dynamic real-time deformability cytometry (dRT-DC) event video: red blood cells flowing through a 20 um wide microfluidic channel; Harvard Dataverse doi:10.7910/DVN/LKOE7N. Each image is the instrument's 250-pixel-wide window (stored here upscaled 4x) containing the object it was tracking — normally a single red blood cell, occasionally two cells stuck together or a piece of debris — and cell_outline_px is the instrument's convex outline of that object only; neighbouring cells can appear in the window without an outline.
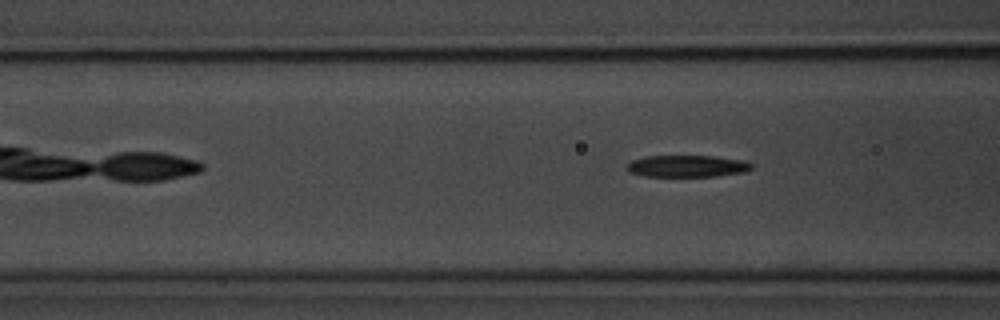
{"species": "common noctule bat (a hibernating species)", "species_latin": "Nyctalus noctula", "temperature_condition": "room temperature", "stored_images_in_passage": 5, "camera_frame_rate_fps": 3000, "um_per_image_px": 0.085, "animal": {"sex": "male", "body_mass_g": 20.1, "forearm_length_mm": 53.5}, "frame": {"image": 1, "passage_image": 5, "time_ms": 5.333, "image_size_px": [1000, 320], "cell_outline_px": [[756, 164], [752, 168], [744, 172], [716, 176], [644, 176], [628, 172], [624, 168], [632, 160], [644, 156], [712, 156], [744, 160]], "centroid_in_image_um": [58.41, 14.12], "position_along_channel_um": 108.2, "area_um2": 16.01}}